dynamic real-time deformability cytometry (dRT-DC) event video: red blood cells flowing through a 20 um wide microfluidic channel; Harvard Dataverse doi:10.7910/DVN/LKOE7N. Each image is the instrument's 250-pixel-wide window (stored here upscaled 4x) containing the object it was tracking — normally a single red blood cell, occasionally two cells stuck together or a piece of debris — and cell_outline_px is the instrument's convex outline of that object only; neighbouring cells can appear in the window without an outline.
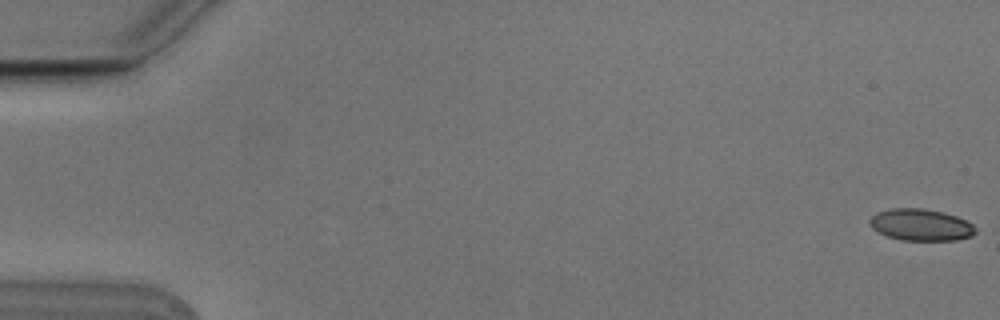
{"species": "Egyptian fruit bat (a non-hibernating species)", "species_latin": "Rousettus aegyptiacus", "temperature_condition": "cold", "stored_images_in_passage": 4, "camera_frame_rate_fps": 3000, "um_per_image_px": 0.085, "animal": {"sex": "male"}, "frame": {"image": 1, "passage_image": 1, "time_ms": 0.0, "image_size_px": [1000, 320], "cell_outline_px": [[976, 232], [972, 236], [956, 240], [900, 240], [888, 236], [872, 228], [868, 224], [868, 220], [876, 212], [892, 208], [924, 208], [944, 212], [956, 216], [972, 224], [976, 228]], "centroid_in_image_um": [78.26, 19.1], "position_along_channel_um": 6.7, "area_um2": 19.65}}